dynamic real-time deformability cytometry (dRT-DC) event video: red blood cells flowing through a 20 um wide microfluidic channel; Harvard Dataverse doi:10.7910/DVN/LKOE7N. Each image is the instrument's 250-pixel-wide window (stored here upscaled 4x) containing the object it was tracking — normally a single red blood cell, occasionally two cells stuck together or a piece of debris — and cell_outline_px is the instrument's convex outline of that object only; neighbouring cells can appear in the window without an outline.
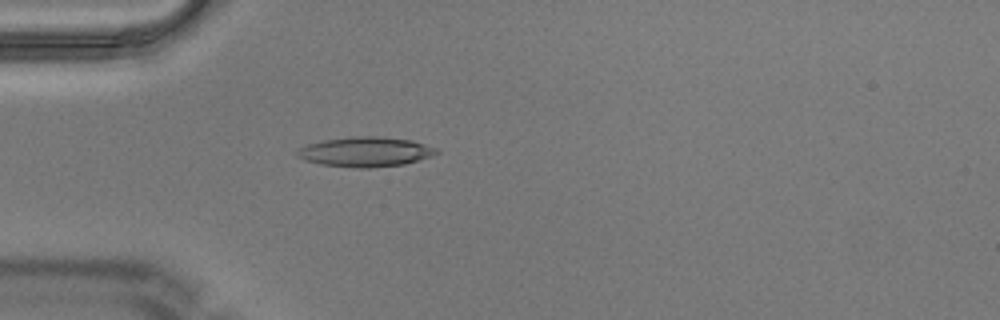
{"species": "Egyptian fruit bat (a non-hibernating species)", "species_latin": "Rousettus aegyptiacus", "temperature_condition": "warm", "stored_images_in_passage": 2, "camera_frame_rate_fps": 3000, "um_per_image_px": 0.085, "animal": {"sex": "male"}, "frame": {"image": 1, "passage_image": 2, "time_ms": 0.333, "image_size_px": [1000, 320], "cell_outline_px": [[440, 152], [432, 156], [404, 164], [368, 168], [360, 168], [320, 164], [304, 160], [296, 156], [296, 152], [300, 148], [308, 144], [324, 140], [356, 136], [376, 136], [412, 140], [436, 148]], "centroid_in_image_um": [31.06, 12.9], "position_along_channel_um": 53.9, "area_um2": 24.04}}